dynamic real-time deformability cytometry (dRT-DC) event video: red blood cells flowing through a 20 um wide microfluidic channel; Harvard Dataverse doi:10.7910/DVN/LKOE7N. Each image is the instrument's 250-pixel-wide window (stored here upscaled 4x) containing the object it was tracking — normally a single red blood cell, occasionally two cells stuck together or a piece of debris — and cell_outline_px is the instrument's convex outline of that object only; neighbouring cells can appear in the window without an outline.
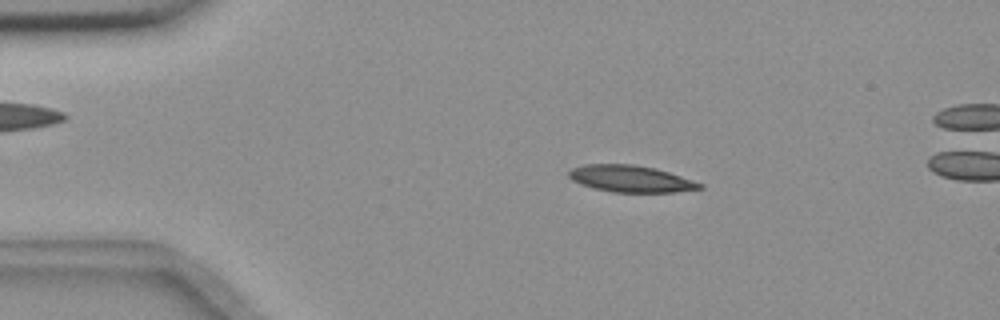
{"species": "common noctule bat (a hibernating species)", "species_latin": "Nyctalus noctula", "temperature_condition": "room temperature", "stored_images_in_passage": 56, "segment_of_instrument_passage": [1, 2], "camera_frame_rate_fps": 3000, "um_per_image_px": 0.085, "animal": {"sex": "female", "body_mass_g": 18.4}, "frame": {"image": 1, "passage_image": 10, "time_ms": 3.0, "image_size_px": [1000, 320], "cell_outline_px": [[704, 188], [676, 192], [612, 192], [580, 184], [572, 180], [568, 176], [568, 172], [572, 168], [588, 164], [632, 164], [656, 168], [704, 184]], "centroid_in_image_um": [53.62, 15.19], "position_along_channel_um": 31.4, "area_um2": 20.29}}
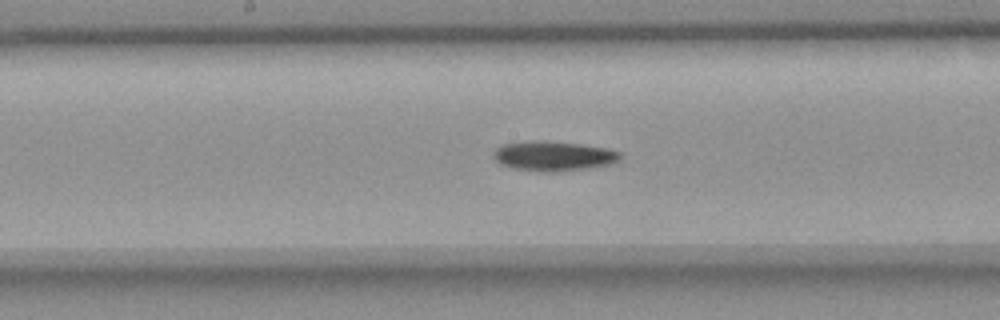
{"frame": {"image": 2, "passage_image": 28, "time_ms": 9.0, "image_size_px": [1000, 320], "cell_outline_px": [[620, 160], [612, 164], [588, 168], [556, 172], [548, 172], [512, 168], [500, 164], [492, 156], [492, 152], [496, 148], [504, 144], [528, 140], [544, 140], [580, 144], [608, 148], [620, 152]], "centroid_in_image_um": [47.03, 13.25], "position_along_channel_um": 201.2, "area_um2": 22.2}}
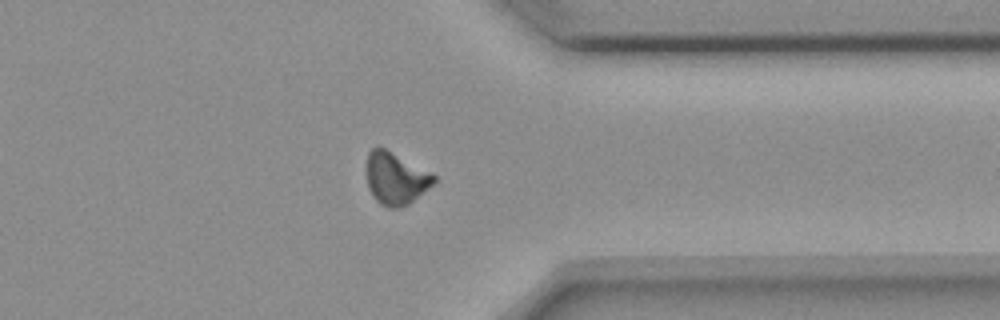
{"frame": {"image": 3, "passage_image": 43, "time_ms": 14.0, "image_size_px": [1000, 320], "cell_outline_px": [[436, 180], [432, 184], [408, 204], [400, 208], [388, 208], [380, 204], [372, 196], [368, 188], [368, 152], [372, 148], [384, 148], [436, 176]], "centroid_in_image_um": [33.61, 15.2], "position_along_channel_um": 377.8, "area_um2": 19.83}}